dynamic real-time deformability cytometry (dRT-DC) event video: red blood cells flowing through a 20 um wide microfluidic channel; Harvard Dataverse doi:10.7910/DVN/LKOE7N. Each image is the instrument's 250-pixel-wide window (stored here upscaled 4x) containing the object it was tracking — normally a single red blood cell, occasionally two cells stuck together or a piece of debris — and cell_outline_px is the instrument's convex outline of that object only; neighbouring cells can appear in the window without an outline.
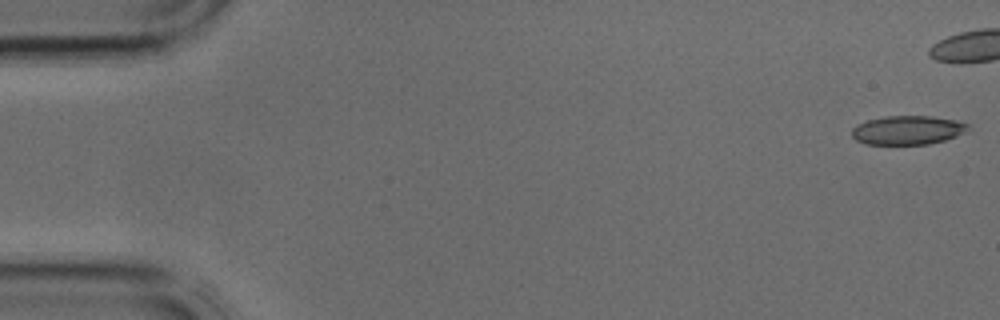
{"species": "common noctule bat (a hibernating species)", "species_latin": "Nyctalus noctula", "temperature_condition": "cold", "stored_images_in_passage": 4, "segment_of_instrument_passage": [2, 2], "camera_frame_rate_fps": 3000, "um_per_image_px": 0.085, "animal": {"sex": "male", "body_mass_g": 17.9, "forearm_length_mm": 54.2}, "frame": {"image": 1, "passage_image": 4, "time_ms": 1.0, "image_size_px": [1000, 320], "cell_outline_px": [[968, 128], [956, 136], [944, 140], [928, 144], [864, 144], [856, 140], [852, 136], [852, 128], [868, 120], [884, 116], [932, 116], [956, 120], [968, 124]], "centroid_in_image_um": [77.12, 11.06], "position_along_channel_um": 7.9, "area_um2": 19.36}}